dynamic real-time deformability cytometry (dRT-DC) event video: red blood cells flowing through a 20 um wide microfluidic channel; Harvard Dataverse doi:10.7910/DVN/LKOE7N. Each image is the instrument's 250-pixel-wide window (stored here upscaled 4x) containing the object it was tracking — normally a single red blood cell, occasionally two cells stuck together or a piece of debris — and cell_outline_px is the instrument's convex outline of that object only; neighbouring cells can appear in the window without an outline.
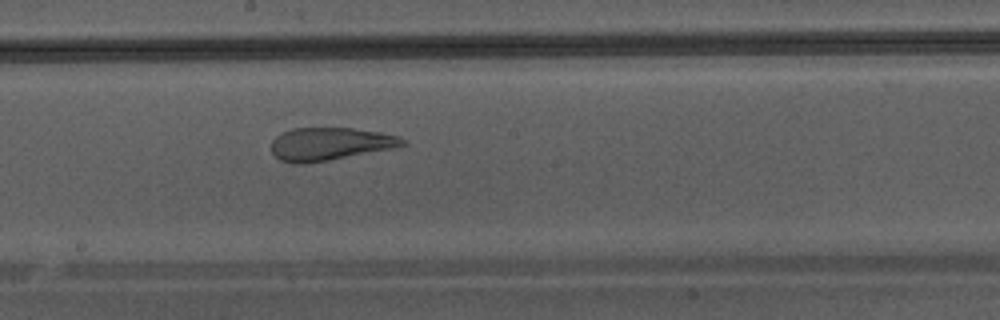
{"species": "Egyptian fruit bat (a non-hibernating species)", "species_latin": "Rousettus aegyptiacus", "temperature_condition": "warm", "stored_images_in_passage": 29, "camera_frame_rate_fps": 3000, "um_per_image_px": 0.085, "animal": {"sex": "male"}, "frame": {"image": 1, "passage_image": 17, "time_ms": 5.333, "image_size_px": [1000, 320], "cell_outline_px": [[408, 144], [392, 148], [328, 160], [300, 164], [296, 164], [280, 160], [272, 152], [272, 140], [280, 132], [292, 128], [352, 128], [380, 132], [396, 136], [404, 140]], "centroid_in_image_um": [27.99, 12.22], "position_along_channel_um": 220.2, "area_um2": 24.85}}